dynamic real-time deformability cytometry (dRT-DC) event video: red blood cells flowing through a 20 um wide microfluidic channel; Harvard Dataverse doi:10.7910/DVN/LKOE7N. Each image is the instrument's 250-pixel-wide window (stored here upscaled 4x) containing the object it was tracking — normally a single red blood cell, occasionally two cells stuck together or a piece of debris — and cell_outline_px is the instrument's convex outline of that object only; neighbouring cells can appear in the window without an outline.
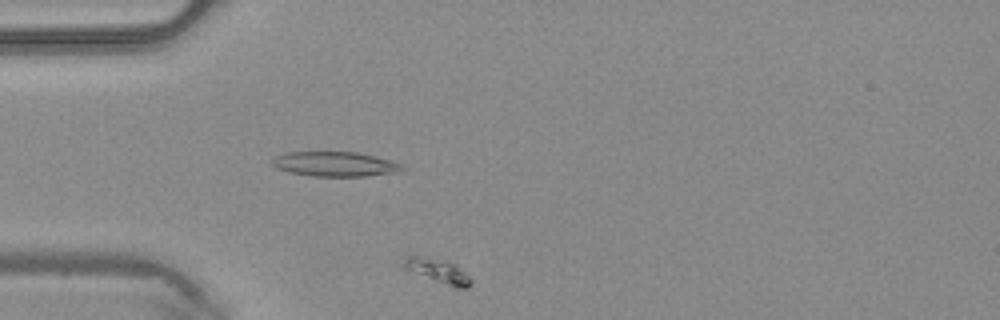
{"species": "common noctule bat (a hibernating species)", "species_latin": "Nyctalus noctula", "temperature_condition": "warm", "stored_images_in_passage": 3, "camera_frame_rate_fps": 3000, "um_per_image_px": 0.085, "animal": {"sex": "male", "body_mass_g": 20.4}, "frame": {"image": 1, "passage_image": 2, "time_ms": 0.333, "image_size_px": [1000, 320], "cell_outline_px": [[472, 284], [468, 288], [452, 288], [400, 268], [396, 264], [396, 260], [404, 256], [420, 256], [456, 264], [472, 280]], "centroid_in_image_um": [37.05, 23.04], "position_along_channel_um": 47.9, "area_um2": 10.12}}